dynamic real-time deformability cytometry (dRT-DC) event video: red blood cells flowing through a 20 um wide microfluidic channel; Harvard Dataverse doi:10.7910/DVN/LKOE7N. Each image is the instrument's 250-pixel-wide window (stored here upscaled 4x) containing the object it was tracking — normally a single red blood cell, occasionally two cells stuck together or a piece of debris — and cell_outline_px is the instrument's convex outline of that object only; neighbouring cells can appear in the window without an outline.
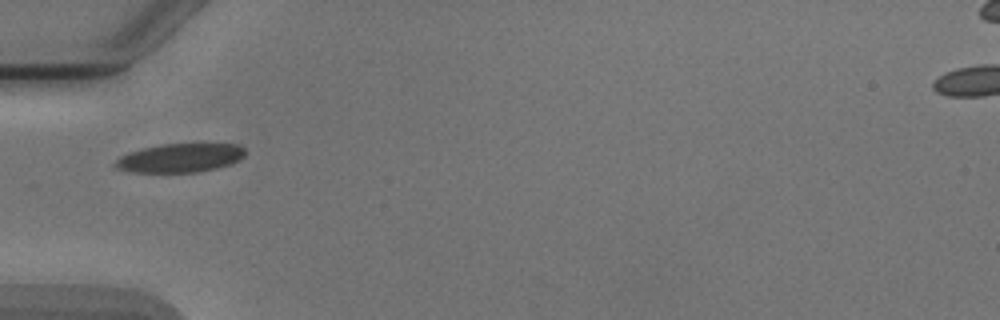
{"species": "Egyptian fruit bat (a non-hibernating species)", "species_latin": "Rousettus aegyptiacus", "temperature_condition": "cold", "stored_images_in_passage": 1, "camera_frame_rate_fps": 3000, "um_per_image_px": 0.085, "animal": {"sex": "male"}, "frame": {"image": 1, "passage_image": 1, "time_ms": 0.0, "image_size_px": [1000, 320], "cell_outline_px": [[244, 156], [240, 160], [232, 164], [216, 168], [196, 172], [132, 172], [116, 168], [112, 164], [120, 156], [128, 152], [160, 144], [236, 144], [244, 148]], "centroid_in_image_um": [15.29, 13.42], "position_along_channel_um": 69.7, "area_um2": 21.79}}